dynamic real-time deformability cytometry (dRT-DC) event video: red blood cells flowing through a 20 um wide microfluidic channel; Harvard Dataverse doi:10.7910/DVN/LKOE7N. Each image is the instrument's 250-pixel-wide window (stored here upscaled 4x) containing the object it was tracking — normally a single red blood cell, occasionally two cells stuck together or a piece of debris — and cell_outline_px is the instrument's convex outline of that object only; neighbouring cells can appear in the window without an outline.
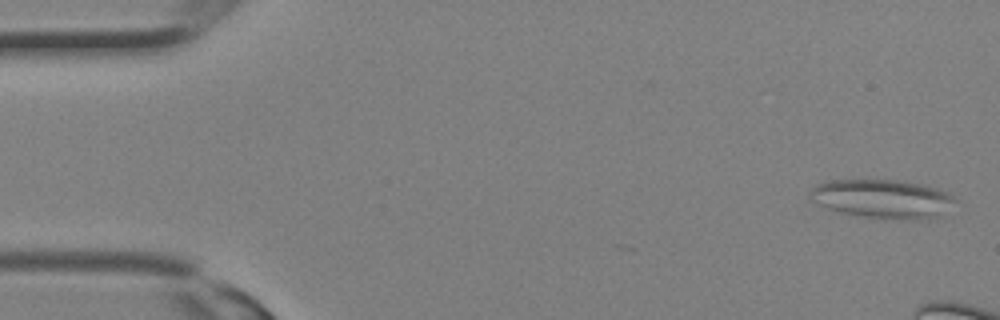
{"species": "Egyptian fruit bat (a non-hibernating species)", "species_latin": "Rousettus aegyptiacus", "temperature_condition": "room temperature", "stored_images_in_passage": 4, "camera_frame_rate_fps": 3000, "um_per_image_px": 0.085, "animal": {"sex": "female"}, "frame": {"image": 1, "passage_image": 1, "time_ms": 0.0, "image_size_px": [1000, 320], "cell_outline_px": [[960, 200], [940, 216], [928, 220], [908, 220], [864, 216], [840, 212], [828, 208], [812, 200], [808, 196], [808, 192], [816, 184], [832, 180], [896, 180], [924, 184], [948, 192]], "centroid_in_image_um": [75.1, 16.9], "position_along_channel_um": 9.9, "area_um2": 33.12}}